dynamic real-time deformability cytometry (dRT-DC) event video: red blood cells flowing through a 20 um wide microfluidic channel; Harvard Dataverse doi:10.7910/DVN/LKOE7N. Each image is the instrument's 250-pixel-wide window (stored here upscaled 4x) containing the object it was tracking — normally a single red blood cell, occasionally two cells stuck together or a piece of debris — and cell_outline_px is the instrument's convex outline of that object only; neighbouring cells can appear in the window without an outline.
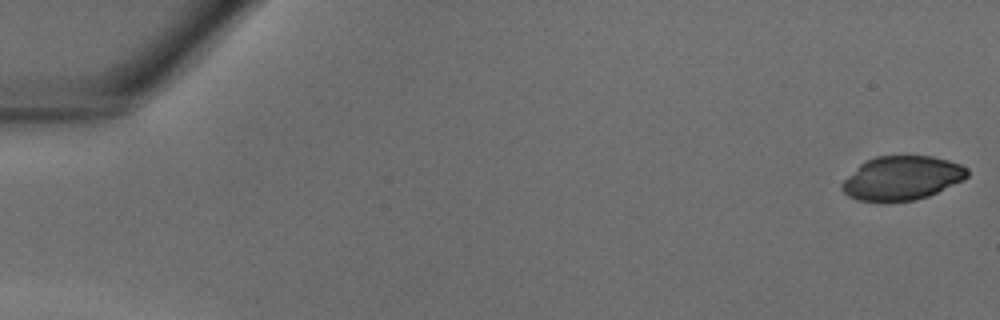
{"species": "common noctule bat (a hibernating species)", "species_latin": "Nyctalus noctula", "temperature_condition": "warm", "stored_images_in_passage": 39, "camera_frame_rate_fps": 3000, "um_per_image_px": 0.085, "animal": {"sex": "male", "body_mass_g": 18.8}, "frame": {"image": 1, "passage_image": 1, "time_ms": 0.0, "image_size_px": [1000, 320], "cell_outline_px": [[968, 176], [964, 180], [928, 196], [916, 200], [884, 204], [856, 200], [848, 196], [840, 188], [840, 184], [864, 160], [876, 156], [932, 156], [948, 160], [960, 164], [968, 168]], "centroid_in_image_um": [76.63, 15.17], "position_along_channel_um": 8.4, "area_um2": 32.77}}